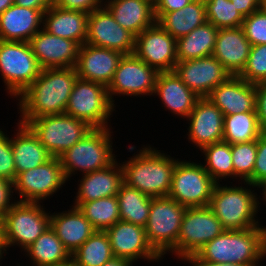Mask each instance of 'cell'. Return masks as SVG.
Here are the masks:
<instances>
[{"instance_id": "obj_1", "label": "cell", "mask_w": 266, "mask_h": 266, "mask_svg": "<svg viewBox=\"0 0 266 266\" xmlns=\"http://www.w3.org/2000/svg\"><path fill=\"white\" fill-rule=\"evenodd\" d=\"M75 67L42 69L40 75L18 100L19 122L46 115L63 114L77 79Z\"/></svg>"}, {"instance_id": "obj_2", "label": "cell", "mask_w": 266, "mask_h": 266, "mask_svg": "<svg viewBox=\"0 0 266 266\" xmlns=\"http://www.w3.org/2000/svg\"><path fill=\"white\" fill-rule=\"evenodd\" d=\"M138 149L131 144L128 152H136L120 163L123 183L153 198L167 196L178 158L149 144Z\"/></svg>"}, {"instance_id": "obj_3", "label": "cell", "mask_w": 266, "mask_h": 266, "mask_svg": "<svg viewBox=\"0 0 266 266\" xmlns=\"http://www.w3.org/2000/svg\"><path fill=\"white\" fill-rule=\"evenodd\" d=\"M195 255L207 262L261 266V261L266 257V225L225 230Z\"/></svg>"}, {"instance_id": "obj_4", "label": "cell", "mask_w": 266, "mask_h": 266, "mask_svg": "<svg viewBox=\"0 0 266 266\" xmlns=\"http://www.w3.org/2000/svg\"><path fill=\"white\" fill-rule=\"evenodd\" d=\"M242 183L245 186H242ZM234 185L216 183L209 204L223 229L244 230L261 226L257 214L261 210L262 202L258 200L259 195L255 192L259 191V187L249 182Z\"/></svg>"}, {"instance_id": "obj_5", "label": "cell", "mask_w": 266, "mask_h": 266, "mask_svg": "<svg viewBox=\"0 0 266 266\" xmlns=\"http://www.w3.org/2000/svg\"><path fill=\"white\" fill-rule=\"evenodd\" d=\"M112 129L93 128L81 141L58 157L67 181L78 172L85 174L102 170L117 160L113 152Z\"/></svg>"}, {"instance_id": "obj_6", "label": "cell", "mask_w": 266, "mask_h": 266, "mask_svg": "<svg viewBox=\"0 0 266 266\" xmlns=\"http://www.w3.org/2000/svg\"><path fill=\"white\" fill-rule=\"evenodd\" d=\"M45 209L43 203L17 201L1 218V239L6 255L10 247L24 251L48 229L51 211Z\"/></svg>"}, {"instance_id": "obj_7", "label": "cell", "mask_w": 266, "mask_h": 266, "mask_svg": "<svg viewBox=\"0 0 266 266\" xmlns=\"http://www.w3.org/2000/svg\"><path fill=\"white\" fill-rule=\"evenodd\" d=\"M41 71L29 42L0 40V77L10 98L23 93Z\"/></svg>"}, {"instance_id": "obj_8", "label": "cell", "mask_w": 266, "mask_h": 266, "mask_svg": "<svg viewBox=\"0 0 266 266\" xmlns=\"http://www.w3.org/2000/svg\"><path fill=\"white\" fill-rule=\"evenodd\" d=\"M115 109L105 85L77 77L64 113L93 128H108Z\"/></svg>"}, {"instance_id": "obj_9", "label": "cell", "mask_w": 266, "mask_h": 266, "mask_svg": "<svg viewBox=\"0 0 266 266\" xmlns=\"http://www.w3.org/2000/svg\"><path fill=\"white\" fill-rule=\"evenodd\" d=\"M26 125L53 157H59L93 129L65 113L33 118Z\"/></svg>"}, {"instance_id": "obj_10", "label": "cell", "mask_w": 266, "mask_h": 266, "mask_svg": "<svg viewBox=\"0 0 266 266\" xmlns=\"http://www.w3.org/2000/svg\"><path fill=\"white\" fill-rule=\"evenodd\" d=\"M185 210L169 196L151 200L145 232L150 245L163 259L177 244Z\"/></svg>"}, {"instance_id": "obj_11", "label": "cell", "mask_w": 266, "mask_h": 266, "mask_svg": "<svg viewBox=\"0 0 266 266\" xmlns=\"http://www.w3.org/2000/svg\"><path fill=\"white\" fill-rule=\"evenodd\" d=\"M225 230L209 206L186 208L176 246L169 252L182 261Z\"/></svg>"}, {"instance_id": "obj_12", "label": "cell", "mask_w": 266, "mask_h": 266, "mask_svg": "<svg viewBox=\"0 0 266 266\" xmlns=\"http://www.w3.org/2000/svg\"><path fill=\"white\" fill-rule=\"evenodd\" d=\"M177 160L173 180L167 196L184 207L209 206L216 182L202 163Z\"/></svg>"}, {"instance_id": "obj_13", "label": "cell", "mask_w": 266, "mask_h": 266, "mask_svg": "<svg viewBox=\"0 0 266 266\" xmlns=\"http://www.w3.org/2000/svg\"><path fill=\"white\" fill-rule=\"evenodd\" d=\"M13 183L14 193L19 196L17 201L42 203L66 186L67 179L60 159L52 157L38 167L19 173Z\"/></svg>"}, {"instance_id": "obj_14", "label": "cell", "mask_w": 266, "mask_h": 266, "mask_svg": "<svg viewBox=\"0 0 266 266\" xmlns=\"http://www.w3.org/2000/svg\"><path fill=\"white\" fill-rule=\"evenodd\" d=\"M158 73L135 54L123 55L113 80L107 87L109 99L116 107L117 103L114 100L116 96H130L131 98L143 95L154 96Z\"/></svg>"}, {"instance_id": "obj_15", "label": "cell", "mask_w": 266, "mask_h": 266, "mask_svg": "<svg viewBox=\"0 0 266 266\" xmlns=\"http://www.w3.org/2000/svg\"><path fill=\"white\" fill-rule=\"evenodd\" d=\"M134 54L158 72H172L178 62L176 39L158 22L135 37Z\"/></svg>"}, {"instance_id": "obj_16", "label": "cell", "mask_w": 266, "mask_h": 266, "mask_svg": "<svg viewBox=\"0 0 266 266\" xmlns=\"http://www.w3.org/2000/svg\"><path fill=\"white\" fill-rule=\"evenodd\" d=\"M85 43L129 55L134 54L135 36L119 25L102 4L89 13Z\"/></svg>"}, {"instance_id": "obj_17", "label": "cell", "mask_w": 266, "mask_h": 266, "mask_svg": "<svg viewBox=\"0 0 266 266\" xmlns=\"http://www.w3.org/2000/svg\"><path fill=\"white\" fill-rule=\"evenodd\" d=\"M114 257L126 258L133 263L144 259L149 263L163 258L150 245L145 228L122 220L104 230Z\"/></svg>"}, {"instance_id": "obj_18", "label": "cell", "mask_w": 266, "mask_h": 266, "mask_svg": "<svg viewBox=\"0 0 266 266\" xmlns=\"http://www.w3.org/2000/svg\"><path fill=\"white\" fill-rule=\"evenodd\" d=\"M174 72L200 98H207L231 76L213 55L177 62Z\"/></svg>"}, {"instance_id": "obj_19", "label": "cell", "mask_w": 266, "mask_h": 266, "mask_svg": "<svg viewBox=\"0 0 266 266\" xmlns=\"http://www.w3.org/2000/svg\"><path fill=\"white\" fill-rule=\"evenodd\" d=\"M186 121L188 142L197 149L223 141L224 114L208 98L196 102Z\"/></svg>"}, {"instance_id": "obj_20", "label": "cell", "mask_w": 266, "mask_h": 266, "mask_svg": "<svg viewBox=\"0 0 266 266\" xmlns=\"http://www.w3.org/2000/svg\"><path fill=\"white\" fill-rule=\"evenodd\" d=\"M42 69L75 67L80 45L40 29L29 41Z\"/></svg>"}, {"instance_id": "obj_21", "label": "cell", "mask_w": 266, "mask_h": 266, "mask_svg": "<svg viewBox=\"0 0 266 266\" xmlns=\"http://www.w3.org/2000/svg\"><path fill=\"white\" fill-rule=\"evenodd\" d=\"M122 57L118 51L85 43L79 48L75 69L79 78L108 87Z\"/></svg>"}, {"instance_id": "obj_22", "label": "cell", "mask_w": 266, "mask_h": 266, "mask_svg": "<svg viewBox=\"0 0 266 266\" xmlns=\"http://www.w3.org/2000/svg\"><path fill=\"white\" fill-rule=\"evenodd\" d=\"M224 116L256 111V85L239 76H230L207 97Z\"/></svg>"}, {"instance_id": "obj_23", "label": "cell", "mask_w": 266, "mask_h": 266, "mask_svg": "<svg viewBox=\"0 0 266 266\" xmlns=\"http://www.w3.org/2000/svg\"><path fill=\"white\" fill-rule=\"evenodd\" d=\"M154 95L158 96L165 111L168 110L184 121L200 99L174 71L158 73Z\"/></svg>"}, {"instance_id": "obj_24", "label": "cell", "mask_w": 266, "mask_h": 266, "mask_svg": "<svg viewBox=\"0 0 266 266\" xmlns=\"http://www.w3.org/2000/svg\"><path fill=\"white\" fill-rule=\"evenodd\" d=\"M250 49L251 43L245 37L242 27L221 28L212 55L231 76H238L247 63Z\"/></svg>"}, {"instance_id": "obj_25", "label": "cell", "mask_w": 266, "mask_h": 266, "mask_svg": "<svg viewBox=\"0 0 266 266\" xmlns=\"http://www.w3.org/2000/svg\"><path fill=\"white\" fill-rule=\"evenodd\" d=\"M123 183V170L117 160L105 169L82 174L72 202H90L116 196Z\"/></svg>"}, {"instance_id": "obj_26", "label": "cell", "mask_w": 266, "mask_h": 266, "mask_svg": "<svg viewBox=\"0 0 266 266\" xmlns=\"http://www.w3.org/2000/svg\"><path fill=\"white\" fill-rule=\"evenodd\" d=\"M43 12L16 4L0 15V40L28 42L43 28Z\"/></svg>"}, {"instance_id": "obj_27", "label": "cell", "mask_w": 266, "mask_h": 266, "mask_svg": "<svg viewBox=\"0 0 266 266\" xmlns=\"http://www.w3.org/2000/svg\"><path fill=\"white\" fill-rule=\"evenodd\" d=\"M70 207L68 211L50 213V226L72 255L97 230L79 208Z\"/></svg>"}, {"instance_id": "obj_28", "label": "cell", "mask_w": 266, "mask_h": 266, "mask_svg": "<svg viewBox=\"0 0 266 266\" xmlns=\"http://www.w3.org/2000/svg\"><path fill=\"white\" fill-rule=\"evenodd\" d=\"M88 13L51 5L43 14V29L48 33L77 42L87 40Z\"/></svg>"}, {"instance_id": "obj_29", "label": "cell", "mask_w": 266, "mask_h": 266, "mask_svg": "<svg viewBox=\"0 0 266 266\" xmlns=\"http://www.w3.org/2000/svg\"><path fill=\"white\" fill-rule=\"evenodd\" d=\"M11 136L13 159L17 175L49 161L53 156L38 140L32 130L19 121ZM16 131V132H15Z\"/></svg>"}, {"instance_id": "obj_30", "label": "cell", "mask_w": 266, "mask_h": 266, "mask_svg": "<svg viewBox=\"0 0 266 266\" xmlns=\"http://www.w3.org/2000/svg\"><path fill=\"white\" fill-rule=\"evenodd\" d=\"M103 5L115 21L135 37L157 22L154 6L146 0H106Z\"/></svg>"}, {"instance_id": "obj_31", "label": "cell", "mask_w": 266, "mask_h": 266, "mask_svg": "<svg viewBox=\"0 0 266 266\" xmlns=\"http://www.w3.org/2000/svg\"><path fill=\"white\" fill-rule=\"evenodd\" d=\"M157 22L176 40L205 24L206 7L203 0H192L174 12H154Z\"/></svg>"}, {"instance_id": "obj_32", "label": "cell", "mask_w": 266, "mask_h": 266, "mask_svg": "<svg viewBox=\"0 0 266 266\" xmlns=\"http://www.w3.org/2000/svg\"><path fill=\"white\" fill-rule=\"evenodd\" d=\"M218 28L209 22L195 28L176 40L177 61H187L211 56L218 35Z\"/></svg>"}, {"instance_id": "obj_33", "label": "cell", "mask_w": 266, "mask_h": 266, "mask_svg": "<svg viewBox=\"0 0 266 266\" xmlns=\"http://www.w3.org/2000/svg\"><path fill=\"white\" fill-rule=\"evenodd\" d=\"M21 254L31 261L27 266H53L71 257L51 226Z\"/></svg>"}, {"instance_id": "obj_34", "label": "cell", "mask_w": 266, "mask_h": 266, "mask_svg": "<svg viewBox=\"0 0 266 266\" xmlns=\"http://www.w3.org/2000/svg\"><path fill=\"white\" fill-rule=\"evenodd\" d=\"M116 196L119 203L120 220L145 228L153 197L143 194L125 183L121 184Z\"/></svg>"}, {"instance_id": "obj_35", "label": "cell", "mask_w": 266, "mask_h": 266, "mask_svg": "<svg viewBox=\"0 0 266 266\" xmlns=\"http://www.w3.org/2000/svg\"><path fill=\"white\" fill-rule=\"evenodd\" d=\"M262 132L257 112L224 116L223 141L231 145L257 140Z\"/></svg>"}, {"instance_id": "obj_36", "label": "cell", "mask_w": 266, "mask_h": 266, "mask_svg": "<svg viewBox=\"0 0 266 266\" xmlns=\"http://www.w3.org/2000/svg\"><path fill=\"white\" fill-rule=\"evenodd\" d=\"M74 207L84 214L96 230L104 231L120 220L117 196L100 198L90 202H74Z\"/></svg>"}, {"instance_id": "obj_37", "label": "cell", "mask_w": 266, "mask_h": 266, "mask_svg": "<svg viewBox=\"0 0 266 266\" xmlns=\"http://www.w3.org/2000/svg\"><path fill=\"white\" fill-rule=\"evenodd\" d=\"M200 151L204 158L202 165L216 183L229 180V177L234 179L230 143L224 141L214 143L203 147Z\"/></svg>"}, {"instance_id": "obj_38", "label": "cell", "mask_w": 266, "mask_h": 266, "mask_svg": "<svg viewBox=\"0 0 266 266\" xmlns=\"http://www.w3.org/2000/svg\"><path fill=\"white\" fill-rule=\"evenodd\" d=\"M71 257L78 266H103L114 256L107 234L97 230Z\"/></svg>"}, {"instance_id": "obj_39", "label": "cell", "mask_w": 266, "mask_h": 266, "mask_svg": "<svg viewBox=\"0 0 266 266\" xmlns=\"http://www.w3.org/2000/svg\"><path fill=\"white\" fill-rule=\"evenodd\" d=\"M234 179L253 185V169L257 154V140L231 145Z\"/></svg>"}, {"instance_id": "obj_40", "label": "cell", "mask_w": 266, "mask_h": 266, "mask_svg": "<svg viewBox=\"0 0 266 266\" xmlns=\"http://www.w3.org/2000/svg\"><path fill=\"white\" fill-rule=\"evenodd\" d=\"M207 22L216 28L241 27L244 17L230 0H204Z\"/></svg>"}, {"instance_id": "obj_41", "label": "cell", "mask_w": 266, "mask_h": 266, "mask_svg": "<svg viewBox=\"0 0 266 266\" xmlns=\"http://www.w3.org/2000/svg\"><path fill=\"white\" fill-rule=\"evenodd\" d=\"M238 76L255 85L266 82V44L251 46L247 63Z\"/></svg>"}, {"instance_id": "obj_42", "label": "cell", "mask_w": 266, "mask_h": 266, "mask_svg": "<svg viewBox=\"0 0 266 266\" xmlns=\"http://www.w3.org/2000/svg\"><path fill=\"white\" fill-rule=\"evenodd\" d=\"M241 27L251 46L266 44V11L263 8L246 16Z\"/></svg>"}, {"instance_id": "obj_43", "label": "cell", "mask_w": 266, "mask_h": 266, "mask_svg": "<svg viewBox=\"0 0 266 266\" xmlns=\"http://www.w3.org/2000/svg\"><path fill=\"white\" fill-rule=\"evenodd\" d=\"M1 127V126H0ZM0 129V177L14 182L17 173L13 159L11 137Z\"/></svg>"}, {"instance_id": "obj_44", "label": "cell", "mask_w": 266, "mask_h": 266, "mask_svg": "<svg viewBox=\"0 0 266 266\" xmlns=\"http://www.w3.org/2000/svg\"><path fill=\"white\" fill-rule=\"evenodd\" d=\"M266 181V131L257 139V154L253 169V185L259 187Z\"/></svg>"}, {"instance_id": "obj_45", "label": "cell", "mask_w": 266, "mask_h": 266, "mask_svg": "<svg viewBox=\"0 0 266 266\" xmlns=\"http://www.w3.org/2000/svg\"><path fill=\"white\" fill-rule=\"evenodd\" d=\"M52 4L67 10H78L85 13H91L100 7L101 0H52Z\"/></svg>"}, {"instance_id": "obj_46", "label": "cell", "mask_w": 266, "mask_h": 266, "mask_svg": "<svg viewBox=\"0 0 266 266\" xmlns=\"http://www.w3.org/2000/svg\"><path fill=\"white\" fill-rule=\"evenodd\" d=\"M14 183L0 177V219L17 202Z\"/></svg>"}, {"instance_id": "obj_47", "label": "cell", "mask_w": 266, "mask_h": 266, "mask_svg": "<svg viewBox=\"0 0 266 266\" xmlns=\"http://www.w3.org/2000/svg\"><path fill=\"white\" fill-rule=\"evenodd\" d=\"M256 111L260 127L266 131V82L256 84Z\"/></svg>"}, {"instance_id": "obj_48", "label": "cell", "mask_w": 266, "mask_h": 266, "mask_svg": "<svg viewBox=\"0 0 266 266\" xmlns=\"http://www.w3.org/2000/svg\"><path fill=\"white\" fill-rule=\"evenodd\" d=\"M237 11L245 18L262 8V0H230Z\"/></svg>"}, {"instance_id": "obj_49", "label": "cell", "mask_w": 266, "mask_h": 266, "mask_svg": "<svg viewBox=\"0 0 266 266\" xmlns=\"http://www.w3.org/2000/svg\"><path fill=\"white\" fill-rule=\"evenodd\" d=\"M192 0H159L154 6V12H174L184 8Z\"/></svg>"}, {"instance_id": "obj_50", "label": "cell", "mask_w": 266, "mask_h": 266, "mask_svg": "<svg viewBox=\"0 0 266 266\" xmlns=\"http://www.w3.org/2000/svg\"><path fill=\"white\" fill-rule=\"evenodd\" d=\"M14 4L30 9H39L44 13L52 5V0H14Z\"/></svg>"}, {"instance_id": "obj_51", "label": "cell", "mask_w": 266, "mask_h": 266, "mask_svg": "<svg viewBox=\"0 0 266 266\" xmlns=\"http://www.w3.org/2000/svg\"><path fill=\"white\" fill-rule=\"evenodd\" d=\"M184 262V263H183ZM191 264V266H246L243 264H234V263H213L200 260L195 254L188 256L182 260V263Z\"/></svg>"}, {"instance_id": "obj_52", "label": "cell", "mask_w": 266, "mask_h": 266, "mask_svg": "<svg viewBox=\"0 0 266 266\" xmlns=\"http://www.w3.org/2000/svg\"><path fill=\"white\" fill-rule=\"evenodd\" d=\"M133 262L126 258L113 257L103 266H133Z\"/></svg>"}, {"instance_id": "obj_53", "label": "cell", "mask_w": 266, "mask_h": 266, "mask_svg": "<svg viewBox=\"0 0 266 266\" xmlns=\"http://www.w3.org/2000/svg\"><path fill=\"white\" fill-rule=\"evenodd\" d=\"M13 4L14 0H0V15Z\"/></svg>"}, {"instance_id": "obj_54", "label": "cell", "mask_w": 266, "mask_h": 266, "mask_svg": "<svg viewBox=\"0 0 266 266\" xmlns=\"http://www.w3.org/2000/svg\"><path fill=\"white\" fill-rule=\"evenodd\" d=\"M261 188V189H260ZM259 190H260V195H259V200H263V204L266 203V181H264L260 186H259ZM262 190V191H261ZM262 192V193H261ZM262 195V198H261ZM266 205V204H265Z\"/></svg>"}, {"instance_id": "obj_55", "label": "cell", "mask_w": 266, "mask_h": 266, "mask_svg": "<svg viewBox=\"0 0 266 266\" xmlns=\"http://www.w3.org/2000/svg\"><path fill=\"white\" fill-rule=\"evenodd\" d=\"M53 266H78V264L75 262V260L72 257H70L68 260L57 263L56 265Z\"/></svg>"}, {"instance_id": "obj_56", "label": "cell", "mask_w": 266, "mask_h": 266, "mask_svg": "<svg viewBox=\"0 0 266 266\" xmlns=\"http://www.w3.org/2000/svg\"><path fill=\"white\" fill-rule=\"evenodd\" d=\"M6 254H5V252H4V249H3V247H0V266H2V260L4 259L3 257L5 256Z\"/></svg>"}, {"instance_id": "obj_57", "label": "cell", "mask_w": 266, "mask_h": 266, "mask_svg": "<svg viewBox=\"0 0 266 266\" xmlns=\"http://www.w3.org/2000/svg\"><path fill=\"white\" fill-rule=\"evenodd\" d=\"M146 1L150 2L153 6H155L159 0H146Z\"/></svg>"}, {"instance_id": "obj_58", "label": "cell", "mask_w": 266, "mask_h": 266, "mask_svg": "<svg viewBox=\"0 0 266 266\" xmlns=\"http://www.w3.org/2000/svg\"><path fill=\"white\" fill-rule=\"evenodd\" d=\"M262 8L266 11V0H262Z\"/></svg>"}, {"instance_id": "obj_59", "label": "cell", "mask_w": 266, "mask_h": 266, "mask_svg": "<svg viewBox=\"0 0 266 266\" xmlns=\"http://www.w3.org/2000/svg\"><path fill=\"white\" fill-rule=\"evenodd\" d=\"M0 247H3L2 246V239H1V224H0Z\"/></svg>"}, {"instance_id": "obj_60", "label": "cell", "mask_w": 266, "mask_h": 266, "mask_svg": "<svg viewBox=\"0 0 266 266\" xmlns=\"http://www.w3.org/2000/svg\"><path fill=\"white\" fill-rule=\"evenodd\" d=\"M21 264H22V263H20V264L17 263L16 266H23V264H22V265H21ZM25 266H27V264H26Z\"/></svg>"}]
</instances>
